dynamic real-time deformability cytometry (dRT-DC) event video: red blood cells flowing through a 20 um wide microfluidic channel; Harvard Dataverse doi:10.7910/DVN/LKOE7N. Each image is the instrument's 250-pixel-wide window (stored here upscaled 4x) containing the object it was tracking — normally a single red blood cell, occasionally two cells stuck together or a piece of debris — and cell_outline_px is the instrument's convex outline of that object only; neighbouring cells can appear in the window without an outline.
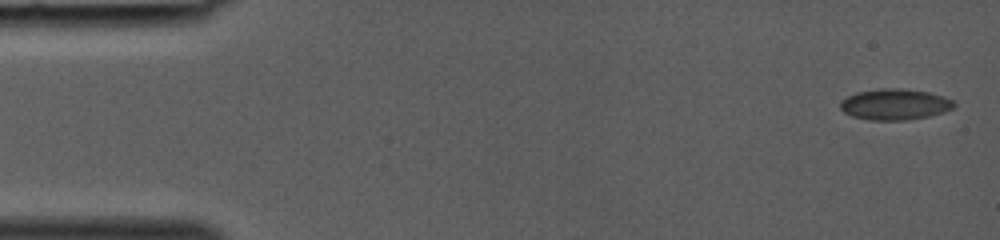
{"species": "common noctule bat (a hibernating species)", "species_latin": "Nyctalus noctula", "temperature_condition": "room temperature", "stored_images_in_passage": 40, "camera_frame_rate_fps": 3000, "um_per_image_px": 0.085, "animal": {"sex": "female", "body_mass_g": 19.0, "forearm_length_mm": 53.3}, "frame": {"image": 1, "passage_image": 1, "time_ms": 0.0, "image_size_px": [1000, 240], "cell_outline_px": [[956, 104], [952, 108], [944, 112], [928, 116], [904, 120], [868, 120], [852, 116], [844, 112], [840, 108], [840, 100], [856, 92], [880, 88], [900, 88], [928, 92], [944, 96], [952, 100]], "centroid_in_image_um": [76.04, 8.86], "position_along_channel_um": 9.0, "area_um2": 20.58}}
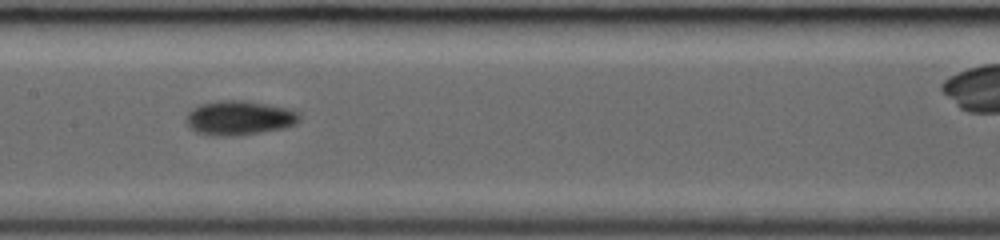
{"frame": {"image": 2, "passage_image": 20, "time_ms": 6.333, "image_size_px": [1000, 240], "cell_outline_px": [[300, 120], [296, 124], [284, 128], [240, 136], [220, 136], [196, 132], [188, 128], [184, 120], [184, 116], [192, 108], [200, 104], [224, 100], [244, 100], [284, 108], [300, 112]], "centroid_in_image_um": [20.29, 10.04], "position_along_channel_um": 187.1, "area_um2": 22.89}}
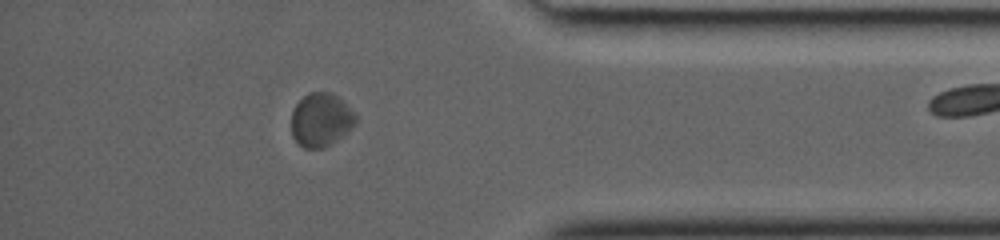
{"frame": {"image": 3, "passage_image": 34, "time_ms": 11.0, "image_size_px": [1000, 240], "cell_outline_px": [[356, 124], [348, 132], [324, 148], [304, 148], [296, 144], [292, 136], [292, 112], [296, 104], [308, 92], [332, 92], [356, 116]], "centroid_in_image_um": [27.25, 10.21], "position_along_channel_um": 408.0, "area_um2": 19.94}}